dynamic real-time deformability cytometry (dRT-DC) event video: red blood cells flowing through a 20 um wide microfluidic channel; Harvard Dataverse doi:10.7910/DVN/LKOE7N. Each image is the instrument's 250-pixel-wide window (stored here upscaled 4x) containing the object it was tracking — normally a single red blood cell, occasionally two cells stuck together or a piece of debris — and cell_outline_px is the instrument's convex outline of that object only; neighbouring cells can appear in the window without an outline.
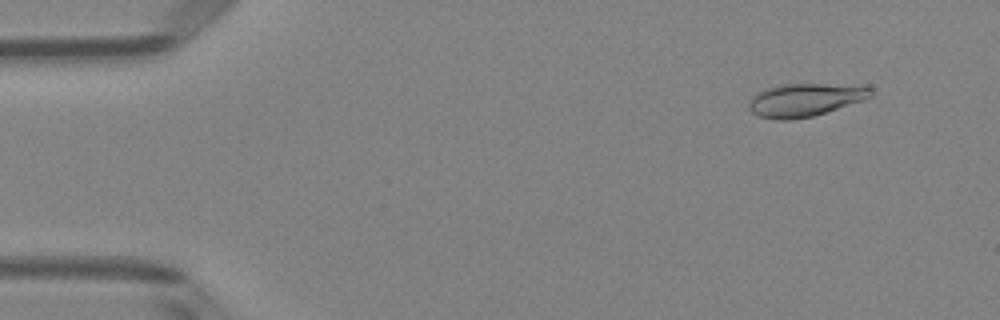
{"species": "Egyptian fruit bat (a non-hibernating species)", "species_latin": "Rousettus aegyptiacus", "temperature_condition": "room temperature", "stored_images_in_passage": 19, "camera_frame_rate_fps": 3000, "um_per_image_px": 0.085, "animal": {"sex": "female"}, "frame": {"image": 1, "passage_image": 5, "time_ms": 1.333, "image_size_px": [1000, 320], "cell_outline_px": [[876, 92], [872, 96], [864, 100], [812, 116], [788, 120], [776, 120], [756, 116], [748, 108], [748, 104], [752, 96], [764, 88], [780, 84], [868, 84]], "centroid_in_image_um": [68.48, 8.46], "position_along_channel_um": 16.5, "area_um2": 24.04}}
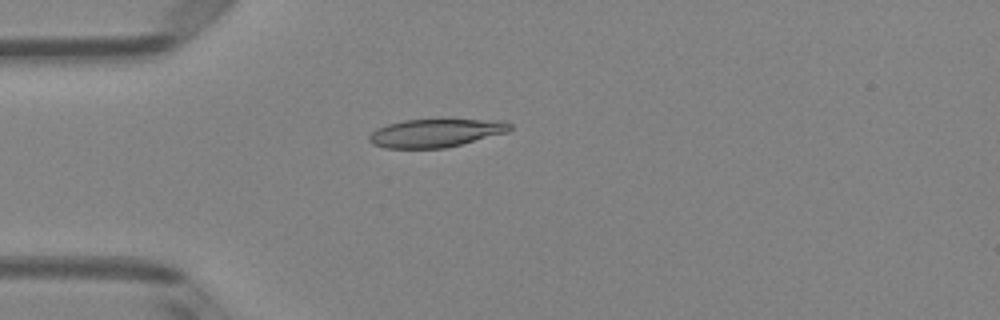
{"frame": {"image": 2, "passage_image": 14, "time_ms": 4.333, "image_size_px": [1000, 320], "cell_outline_px": [[512, 128], [508, 132], [444, 148], [384, 148], [372, 144], [368, 140], [368, 136], [376, 128], [388, 124], [404, 120], [508, 120], [512, 124]], "centroid_in_image_um": [37.03, 11.3], "position_along_channel_um": 48.0, "area_um2": 23.06}}
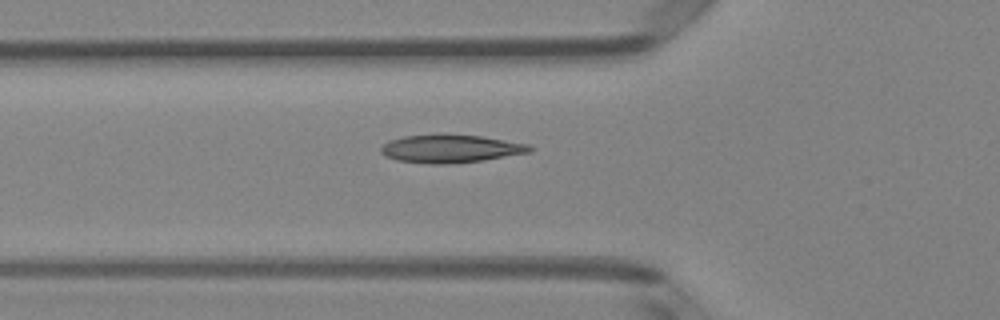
{"frame": {"image": 3, "passage_image": 18, "time_ms": 5.667, "image_size_px": [1000, 320], "cell_outline_px": [[532, 152], [484, 160], [448, 164], [428, 164], [396, 160], [380, 152], [380, 148], [388, 140], [404, 136], [480, 136], [528, 144], [532, 148]], "centroid_in_image_um": [38.3, 12.67], "position_along_channel_um": 87.5, "area_um2": 23.7}}